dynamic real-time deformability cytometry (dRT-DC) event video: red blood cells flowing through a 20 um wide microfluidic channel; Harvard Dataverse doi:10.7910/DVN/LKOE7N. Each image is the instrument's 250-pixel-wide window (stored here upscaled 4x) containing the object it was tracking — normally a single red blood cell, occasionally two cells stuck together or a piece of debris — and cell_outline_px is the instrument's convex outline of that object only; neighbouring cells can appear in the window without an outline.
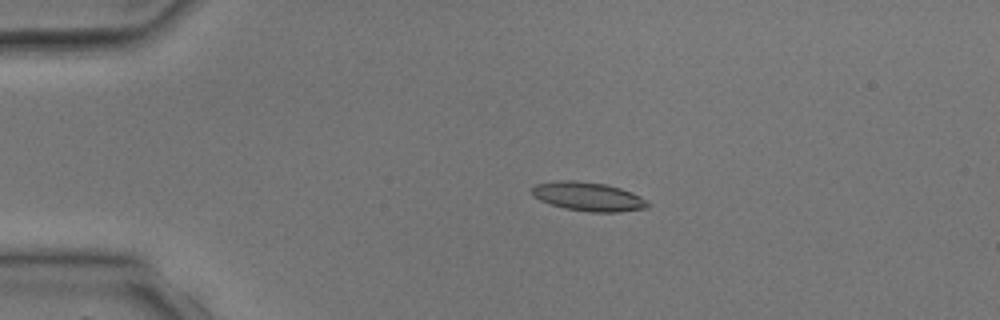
{"species": "common noctule bat (a hibernating species)", "species_latin": "Nyctalus noctula", "temperature_condition": "room temperature", "stored_images_in_passage": 3, "camera_frame_rate_fps": 3000, "um_per_image_px": 0.085, "animal": {"sex": "male", "body_mass_g": 17.9, "forearm_length_mm": 54.2}, "frame": {"image": 1, "passage_image": 2, "time_ms": 2.0, "image_size_px": [1000, 320], "cell_outline_px": [[652, 204], [648, 208], [616, 212], [592, 212], [564, 208], [540, 200], [532, 196], [532, 188], [536, 184], [560, 180], [576, 180], [604, 184], [620, 188], [632, 192], [640, 196]], "centroid_in_image_um": [50.02, 16.71], "position_along_channel_um": 35.0, "area_um2": 19.48}}